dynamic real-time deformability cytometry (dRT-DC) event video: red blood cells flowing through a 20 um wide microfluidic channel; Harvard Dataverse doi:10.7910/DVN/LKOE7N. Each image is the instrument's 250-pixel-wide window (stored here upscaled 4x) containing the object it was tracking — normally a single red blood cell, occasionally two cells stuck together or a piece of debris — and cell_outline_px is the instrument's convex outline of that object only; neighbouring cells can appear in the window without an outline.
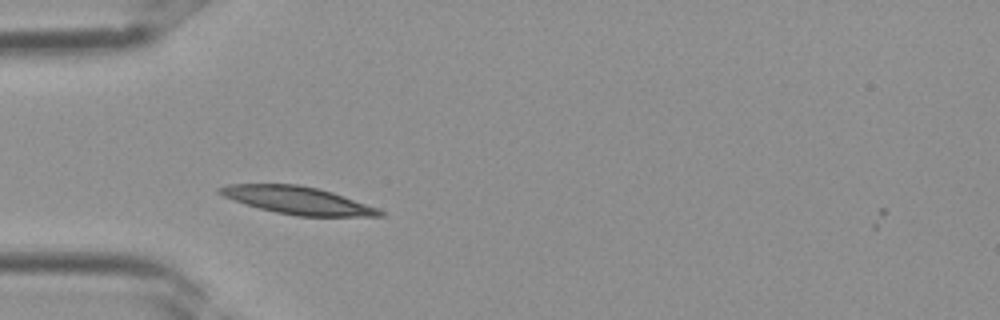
{"species": "Egyptian fruit bat (a non-hibernating species)", "species_latin": "Rousettus aegyptiacus", "temperature_condition": "room temperature", "stored_images_in_passage": 27, "camera_frame_rate_fps": 3000, "um_per_image_px": 0.085, "frame": {"image": 1, "passage_image": 1, "time_ms": 0.0, "image_size_px": [1000, 320], "cell_outline_px": [[384, 216], [296, 216], [276, 212], [260, 208], [224, 196], [216, 192], [216, 188], [228, 184], [296, 184], [316, 188], [332, 192], [376, 208], [384, 212]], "centroid_in_image_um": [25.27, 17.02], "position_along_channel_um": 59.7, "area_um2": 25.2}}
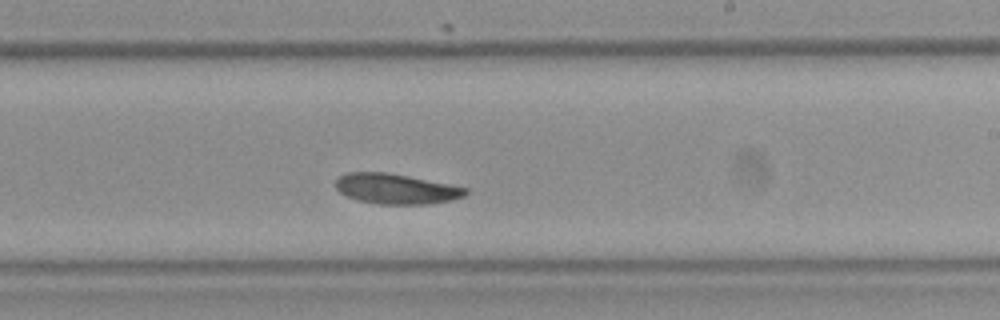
{"frame": {"image": 2, "passage_image": 12, "time_ms": 3.667, "image_size_px": [1000, 320], "cell_outline_px": [[468, 192], [464, 196], [452, 200], [428, 204], [376, 204], [356, 200], [340, 192], [336, 188], [336, 180], [340, 176], [348, 172], [388, 172], [468, 188]], "centroid_in_image_um": [33.66, 16.05], "position_along_channel_um": 255.3, "area_um2": 22.83}}
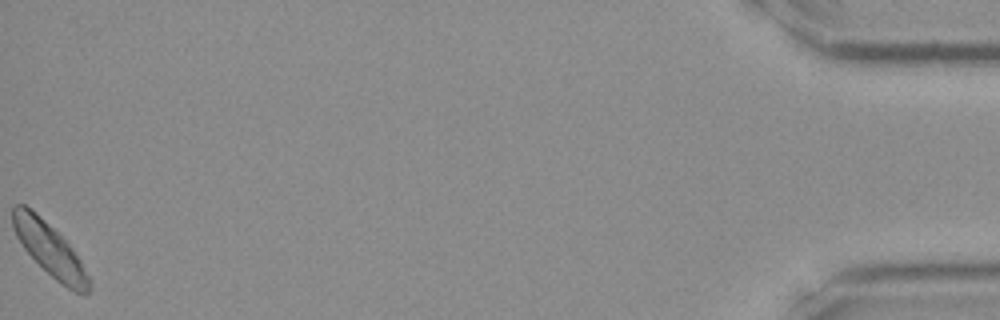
{"frame": {"image": 3, "passage_image": 27, "time_ms": 8.667, "image_size_px": [1000, 320], "cell_outline_px": [[92, 288], [84, 296], [60, 284], [24, 248], [16, 236], [12, 228], [12, 208], [16, 204], [24, 204], [32, 208], [72, 248], [80, 260], [92, 280]], "centroid_in_image_um": [4.24, 21.22], "position_along_channel_um": 431.0, "area_um2": 23.41}}